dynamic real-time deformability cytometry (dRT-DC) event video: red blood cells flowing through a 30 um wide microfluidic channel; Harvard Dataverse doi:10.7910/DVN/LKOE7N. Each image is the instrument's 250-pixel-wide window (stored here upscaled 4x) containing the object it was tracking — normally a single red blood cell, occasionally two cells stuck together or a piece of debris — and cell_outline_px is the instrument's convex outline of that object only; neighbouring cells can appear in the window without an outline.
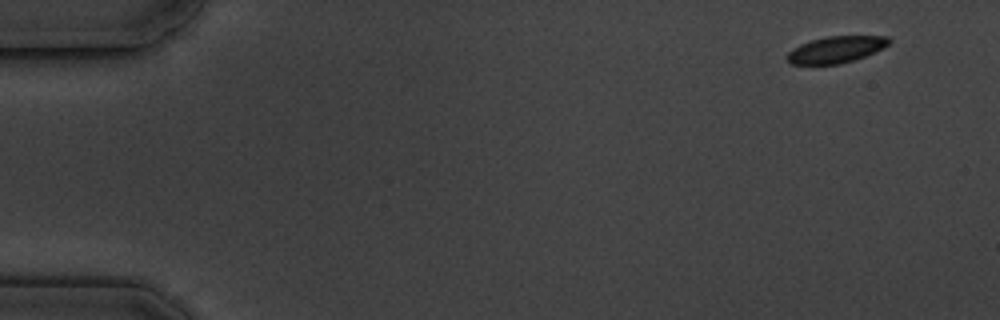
{"species": "common noctule bat (a hibernating species)", "species_latin": "Nyctalus noctula", "temperature_condition": "cold", "stored_images_in_passage": 5, "camera_frame_rate_fps": 3000, "um_per_image_px": 0.085, "animal": {"sex": "male", "body_mass_g": 19.5, "forearm_length_mm": 54.6}, "frame": {"image": 1, "passage_image": 1, "time_ms": 0.0, "image_size_px": [1000, 320], "cell_outline_px": [[892, 40], [888, 44], [864, 56], [840, 64], [792, 64], [788, 60], [788, 52], [792, 48], [800, 44], [812, 40], [828, 36], [888, 36]], "centroid_in_image_um": [71.04, 4.2], "position_along_channel_um": 14.0, "area_um2": 15.43}}
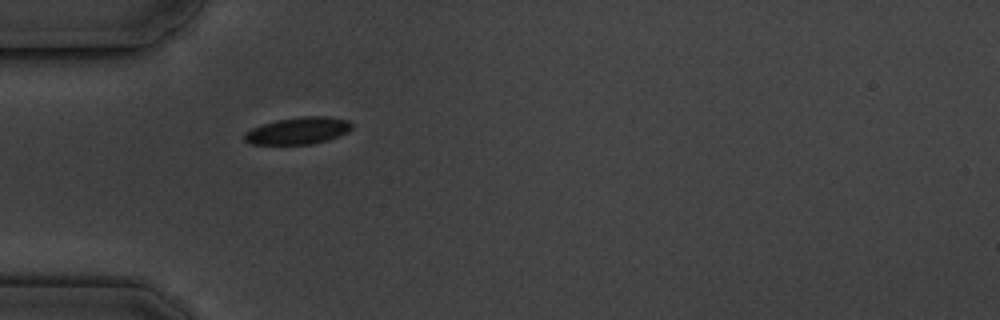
{"frame": {"image": 2, "passage_image": 5, "time_ms": 4.667, "image_size_px": [1000, 320], "cell_outline_px": [[352, 128], [348, 132], [328, 140], [312, 144], [252, 144], [244, 140], [244, 132], [252, 128], [276, 120], [300, 116], [328, 116], [348, 120], [352, 124]], "centroid_in_image_um": [25.35, 11.1], "position_along_channel_um": 59.6, "area_um2": 16.94}}